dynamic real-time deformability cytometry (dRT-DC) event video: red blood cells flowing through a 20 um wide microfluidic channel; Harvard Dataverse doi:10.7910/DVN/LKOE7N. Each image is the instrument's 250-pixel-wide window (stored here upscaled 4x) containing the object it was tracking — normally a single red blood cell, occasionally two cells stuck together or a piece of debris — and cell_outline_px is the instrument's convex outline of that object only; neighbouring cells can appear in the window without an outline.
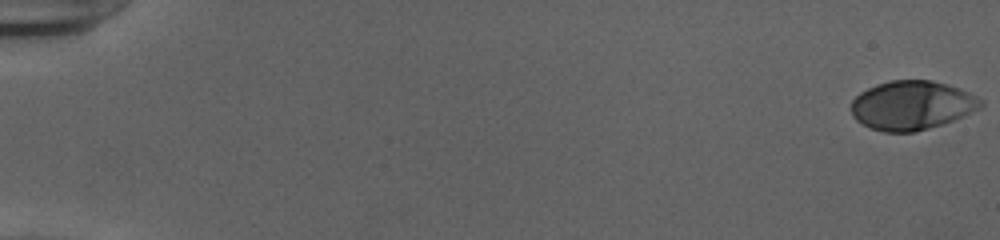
{"species": "human", "species_latin": "Homo sapiens", "temperature_condition": "cold", "stored_images_in_passage": 54, "camera_frame_rate_fps": 3000, "um_per_image_px": 0.085, "donor": {"sex": "female"}, "frame": {"image": 1, "passage_image": 1, "time_ms": 0.0, "image_size_px": [1000, 240], "cell_outline_px": [[984, 104], [980, 108], [952, 120], [928, 128], [912, 132], [884, 132], [872, 128], [856, 120], [852, 116], [852, 100], [860, 92], [876, 84], [892, 80], [932, 80], [960, 88], [984, 100]], "centroid_in_image_um": [77.51, 8.94], "position_along_channel_um": 7.5, "area_um2": 36.76}}
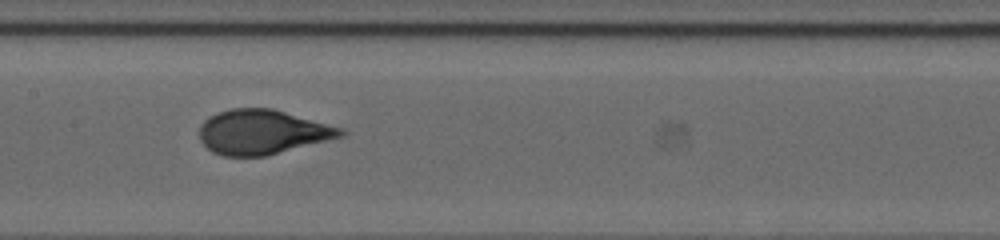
{"frame": {"image": 2, "passage_image": 29, "time_ms": 9.333, "image_size_px": [1000, 240], "cell_outline_px": [[348, 132], [344, 136], [264, 156], [224, 156], [212, 152], [200, 140], [200, 124], [204, 120], [220, 112], [232, 108], [272, 108], [344, 128]], "centroid_in_image_um": [22.32, 11.22], "position_along_channel_um": 185.1, "area_um2": 36.53}}
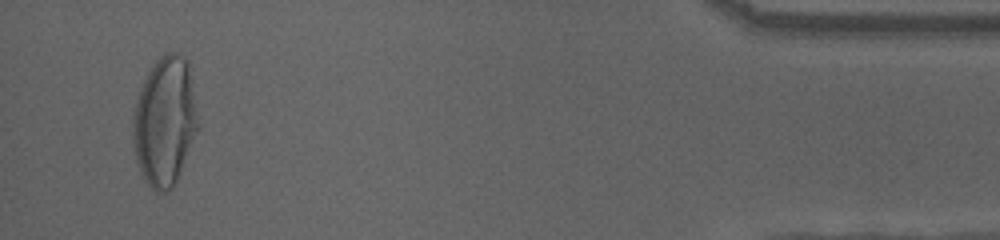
{"frame": {"image": 3, "passage_image": 52, "time_ms": 17.0, "image_size_px": [1000, 240], "cell_outline_px": [[200, 128], [176, 180], [172, 188], [164, 192], [156, 192], [144, 180], [136, 160], [132, 140], [132, 116], [136, 100], [140, 88], [148, 72], [156, 60], [164, 52], [176, 52], [184, 56], [188, 60], [200, 124]], "centroid_in_image_um": [14.02, 10.29], "position_along_channel_um": 421.2, "area_um2": 49.59}, "authors_computed_cell_mechanics": {"area_um2": 36.5874, "velocity_mm_per_s": 3.9256, "shape_relaxation_time_tau1_ms": 4.1911, "shape_relaxation_time_tau2_ms": null, "deformation_change_tau1": 0.2288, "deformation_change_tau2": null}}